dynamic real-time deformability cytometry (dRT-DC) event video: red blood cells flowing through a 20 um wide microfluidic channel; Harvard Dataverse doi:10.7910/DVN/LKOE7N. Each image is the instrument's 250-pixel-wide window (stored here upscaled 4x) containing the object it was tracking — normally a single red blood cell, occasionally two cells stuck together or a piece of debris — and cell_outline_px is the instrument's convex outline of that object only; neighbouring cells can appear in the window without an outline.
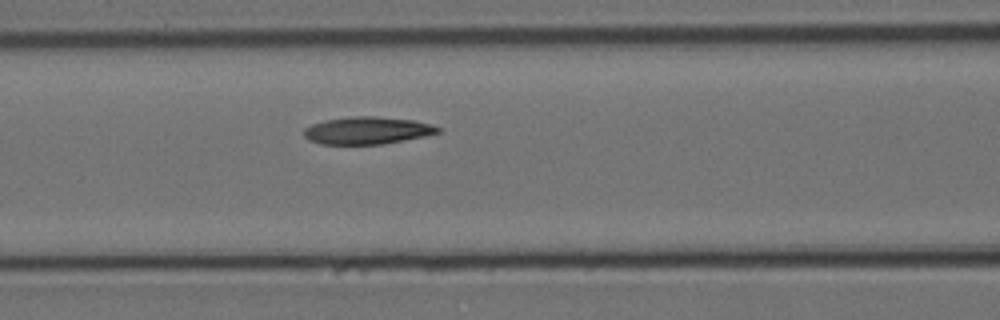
{"species": "Egyptian fruit bat (a non-hibernating species)", "species_latin": "Rousettus aegyptiacus", "temperature_condition": "cold", "stored_images_in_passage": 45, "camera_frame_rate_fps": 3000, "um_per_image_px": 0.085, "animal": {"sex": "female"}, "frame": {"image": 1, "passage_image": 13, "time_ms": 4.0, "image_size_px": [1000, 320], "cell_outline_px": [[440, 132], [424, 136], [384, 144], [320, 144], [308, 140], [304, 136], [304, 128], [312, 124], [324, 120], [352, 116], [376, 116], [412, 120], [432, 124], [440, 128]], "centroid_in_image_um": [31.19, 11.09], "position_along_channel_um": 135.4, "area_um2": 21.39}}
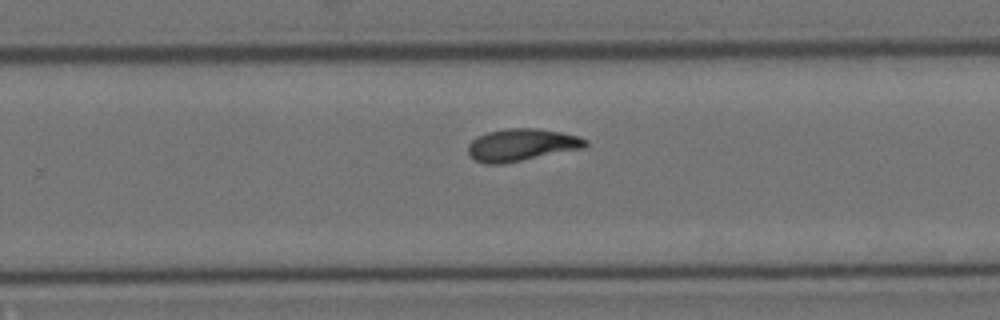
{"frame": {"image": 2, "passage_image": 26, "time_ms": 8.333, "image_size_px": [1000, 320], "cell_outline_px": [[588, 144], [584, 148], [500, 164], [484, 164], [476, 160], [468, 152], [468, 144], [476, 136], [488, 132], [504, 128], [540, 128], [580, 136], [588, 140]], "centroid_in_image_um": [44.34, 12.3], "position_along_channel_um": 285.5, "area_um2": 22.08}}
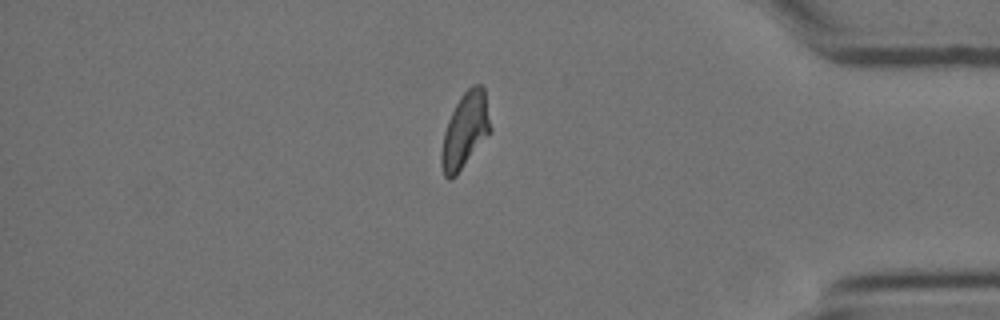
{"frame": {"image": 3, "passage_image": 38, "time_ms": 12.333, "image_size_px": [1000, 320], "cell_outline_px": [[492, 128], [456, 176], [452, 180], [448, 180], [444, 176], [440, 164], [440, 152], [444, 132], [448, 120], [460, 96], [472, 84], [480, 84], [484, 88]], "centroid_in_image_um": [39.5, 11.09], "position_along_channel_um": 395.7, "area_um2": 21.44}}